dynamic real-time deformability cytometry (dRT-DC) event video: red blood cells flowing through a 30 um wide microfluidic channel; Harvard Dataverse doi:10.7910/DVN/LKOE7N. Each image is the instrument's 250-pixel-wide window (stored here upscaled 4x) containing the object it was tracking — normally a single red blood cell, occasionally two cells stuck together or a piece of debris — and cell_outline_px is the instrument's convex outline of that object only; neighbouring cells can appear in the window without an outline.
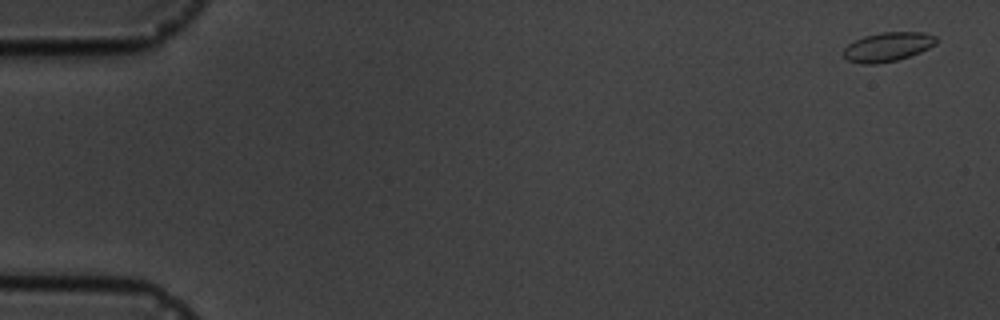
{"species": "common noctule bat (a hibernating species)", "species_latin": "Nyctalus noctula", "temperature_condition": "cold", "stored_images_in_passage": 6, "camera_frame_rate_fps": 3000, "um_per_image_px": 0.085, "animal": {"sex": "male", "body_mass_g": 19.5, "forearm_length_mm": 54.6}, "frame": {"image": 1, "passage_image": 1, "time_ms": 0.0, "image_size_px": [1000, 320], "cell_outline_px": [[936, 44], [920, 52], [896, 60], [876, 64], [860, 64], [848, 60], [844, 56], [844, 48], [848, 44], [864, 36], [880, 32], [924, 32], [936, 36]], "centroid_in_image_um": [75.45, 3.98], "position_along_channel_um": 9.5, "area_um2": 15.66}}